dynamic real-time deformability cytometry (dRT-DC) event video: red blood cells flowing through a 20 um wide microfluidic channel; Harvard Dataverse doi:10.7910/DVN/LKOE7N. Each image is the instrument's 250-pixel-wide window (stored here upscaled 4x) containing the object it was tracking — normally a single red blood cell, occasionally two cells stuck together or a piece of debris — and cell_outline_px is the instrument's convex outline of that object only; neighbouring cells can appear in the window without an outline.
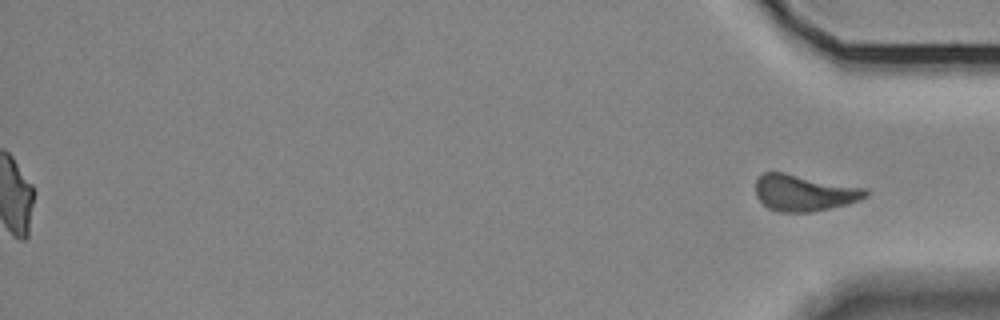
{"species": "Egyptian fruit bat (a non-hibernating species)", "species_latin": "Rousettus aegyptiacus", "temperature_condition": "room temperature", "stored_images_in_passage": 37, "segment_of_instrument_passage": [2, 2], "camera_frame_rate_fps": 3000, "um_per_image_px": 0.085, "animal": {"sex": "female"}, "frame": {"image": 1, "passage_image": 37, "time_ms": 12.0, "image_size_px": [1000, 320], "cell_outline_px": [[868, 196], [860, 200], [848, 204], [812, 212], [776, 212], [768, 208], [756, 196], [756, 180], [764, 172], [784, 172], [864, 188], [868, 192]], "centroid_in_image_um": [68.33, 16.4], "position_along_channel_um": 366.9, "area_um2": 23.29}}